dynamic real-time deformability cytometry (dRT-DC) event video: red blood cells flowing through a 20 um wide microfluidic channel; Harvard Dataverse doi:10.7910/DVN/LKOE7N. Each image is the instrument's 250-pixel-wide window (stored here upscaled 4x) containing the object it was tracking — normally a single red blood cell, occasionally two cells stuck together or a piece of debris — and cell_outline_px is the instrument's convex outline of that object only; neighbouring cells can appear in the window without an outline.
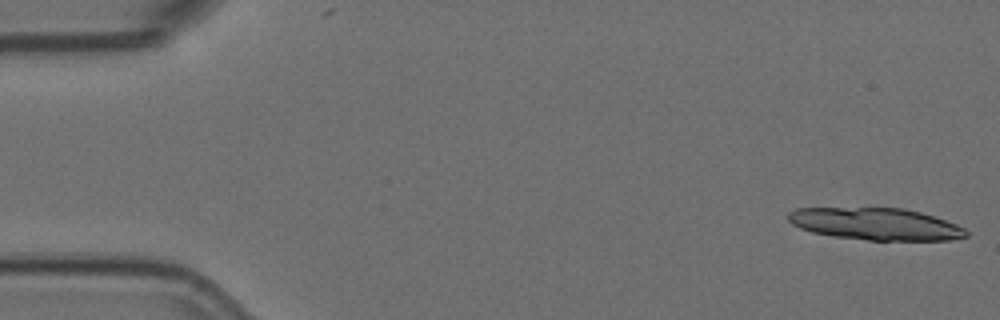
{"species": "Egyptian fruit bat (a non-hibernating species)", "species_latin": "Rousettus aegyptiacus", "temperature_condition": "room temperature", "stored_images_in_passage": 15, "camera_frame_rate_fps": 3000, "um_per_image_px": 0.085, "animal": {"sex": "female"}, "frame": {"image": 1, "passage_image": 1, "time_ms": 0.0, "image_size_px": [1000, 320], "cell_outline_px": [[968, 236], [948, 240], [868, 240], [832, 236], [812, 232], [800, 228], [792, 224], [788, 220], [788, 212], [796, 208], [904, 208], [920, 212], [956, 224], [964, 228], [968, 232]], "centroid_in_image_um": [74.41, 19.04], "position_along_channel_um": 10.6, "area_um2": 33.12}}